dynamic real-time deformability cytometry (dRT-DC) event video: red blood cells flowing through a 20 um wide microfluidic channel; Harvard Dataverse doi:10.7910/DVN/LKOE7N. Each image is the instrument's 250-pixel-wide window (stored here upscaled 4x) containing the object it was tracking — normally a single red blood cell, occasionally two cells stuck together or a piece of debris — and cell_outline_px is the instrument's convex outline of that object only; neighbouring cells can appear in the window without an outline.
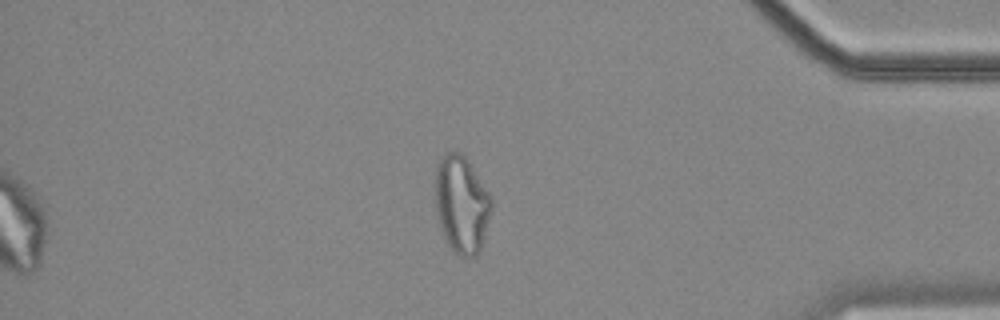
{"species": "common noctule bat (a hibernating species)", "species_latin": "Nyctalus noctula", "temperature_condition": "cold", "stored_images_in_passage": 56, "camera_frame_rate_fps": 3000, "um_per_image_px": 0.085, "animal": {"sex": "female", "body_mass_g": 18.4}, "frame": {"image": 1, "passage_image": 48, "time_ms": 15.667, "image_size_px": [1000, 320], "cell_outline_px": [[492, 208], [480, 248], [476, 256], [460, 256], [444, 240], [436, 208], [432, 184], [436, 164], [440, 156], [448, 152], [460, 152], [468, 160], [492, 196]], "centroid_in_image_um": [39.19, 17.3], "position_along_channel_um": 396.0, "area_um2": 32.31}}